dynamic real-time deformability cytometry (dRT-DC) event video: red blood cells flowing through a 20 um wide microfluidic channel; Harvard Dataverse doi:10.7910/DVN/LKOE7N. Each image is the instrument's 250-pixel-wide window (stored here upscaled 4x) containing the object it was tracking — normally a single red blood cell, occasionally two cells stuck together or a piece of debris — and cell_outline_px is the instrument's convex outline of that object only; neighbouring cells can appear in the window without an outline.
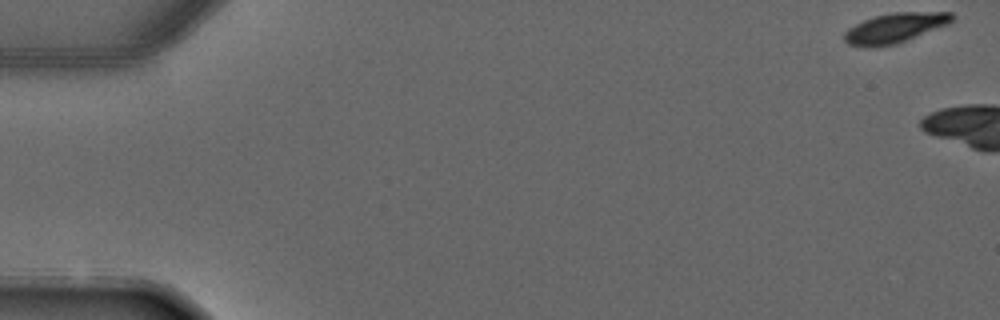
{"species": "common noctule bat (a hibernating species)", "species_latin": "Nyctalus noctula", "temperature_condition": "warm", "stored_images_in_passage": 5, "camera_frame_rate_fps": 3000, "um_per_image_px": 0.085, "animal": {"sex": "male", "forearm_length_mm": 52.5}, "frame": {"image": 1, "passage_image": 1, "time_ms": 0.0, "image_size_px": [1000, 320], "cell_outline_px": [[956, 16], [948, 24], [896, 44], [868, 48], [848, 44], [844, 40], [844, 32], [848, 28], [864, 20], [876, 16], [892, 12], [952, 12]], "centroid_in_image_um": [76.06, 2.37], "position_along_channel_um": 8.9, "area_um2": 18.67}}